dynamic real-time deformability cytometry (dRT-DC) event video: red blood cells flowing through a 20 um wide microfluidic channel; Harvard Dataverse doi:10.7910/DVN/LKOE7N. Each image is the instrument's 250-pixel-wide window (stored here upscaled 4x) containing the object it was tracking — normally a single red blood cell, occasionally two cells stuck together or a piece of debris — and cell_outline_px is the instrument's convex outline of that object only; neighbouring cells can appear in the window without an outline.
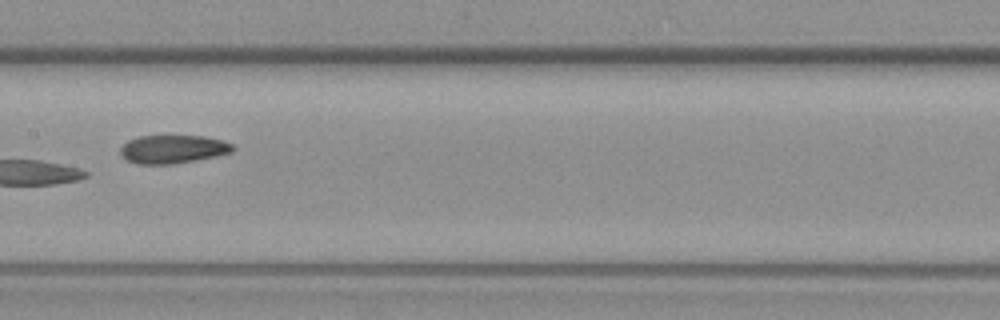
{"species": "common noctule bat (a hibernating species)", "species_latin": "Nyctalus noctula", "temperature_condition": "warm", "stored_images_in_passage": 6, "camera_frame_rate_fps": 3000, "um_per_image_px": 0.085, "animal": {"sex": "female", "body_mass_g": 19.3, "forearm_length_mm": 54.1}, "frame": {"image": 1, "passage_image": 4, "time_ms": 3.667, "image_size_px": [1000, 320], "cell_outline_px": [[236, 148], [232, 152], [196, 160], [172, 164], [136, 164], [128, 160], [120, 152], [120, 148], [128, 140], [140, 136], [204, 136], [224, 140], [232, 144]], "centroid_in_image_um": [14.72, 12.67], "position_along_channel_um": 192.7, "area_um2": 18.5}}
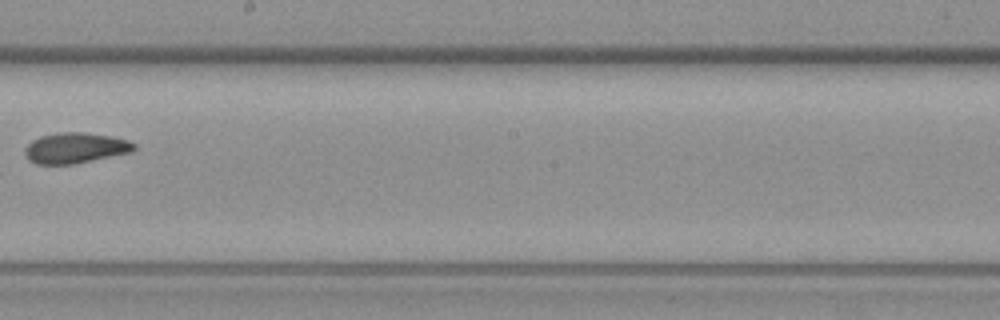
{"frame": {"image": 2, "passage_image": 5, "time_ms": 5.0, "image_size_px": [1000, 320], "cell_outline_px": [[136, 148], [132, 152], [76, 164], [36, 164], [28, 160], [24, 152], [24, 148], [32, 140], [40, 136], [60, 132], [84, 132], [112, 136], [128, 140], [136, 144]], "centroid_in_image_um": [6.41, 12.58], "position_along_channel_um": 241.8, "area_um2": 19.71}}
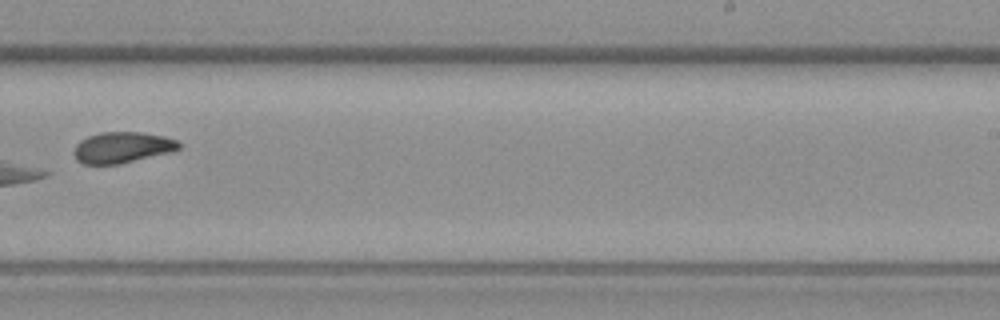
{"frame": {"image": 3, "passage_image": 6, "time_ms": 6.0, "image_size_px": [1000, 320], "cell_outline_px": [[180, 148], [172, 152], [120, 164], [84, 164], [76, 160], [72, 152], [76, 144], [80, 140], [88, 136], [100, 132], [140, 132], [164, 136], [176, 140], [180, 144]], "centroid_in_image_um": [10.36, 12.54], "position_along_channel_um": 278.6, "area_um2": 19.13}}